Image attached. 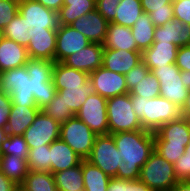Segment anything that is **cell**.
<instances>
[{"mask_svg": "<svg viewBox=\"0 0 190 191\" xmlns=\"http://www.w3.org/2000/svg\"><path fill=\"white\" fill-rule=\"evenodd\" d=\"M118 149L117 178L137 180L154 151V132L141 129L111 134Z\"/></svg>", "mask_w": 190, "mask_h": 191, "instance_id": "1", "label": "cell"}, {"mask_svg": "<svg viewBox=\"0 0 190 191\" xmlns=\"http://www.w3.org/2000/svg\"><path fill=\"white\" fill-rule=\"evenodd\" d=\"M131 102L143 129L156 132L162 125L180 119L182 109L162 96L147 98L131 95Z\"/></svg>", "mask_w": 190, "mask_h": 191, "instance_id": "2", "label": "cell"}, {"mask_svg": "<svg viewBox=\"0 0 190 191\" xmlns=\"http://www.w3.org/2000/svg\"><path fill=\"white\" fill-rule=\"evenodd\" d=\"M18 13L25 18L26 48L34 36L57 35L58 12L34 0H19Z\"/></svg>", "mask_w": 190, "mask_h": 191, "instance_id": "3", "label": "cell"}, {"mask_svg": "<svg viewBox=\"0 0 190 191\" xmlns=\"http://www.w3.org/2000/svg\"><path fill=\"white\" fill-rule=\"evenodd\" d=\"M0 90L10 95L12 105L37 107L33 95V79L29 77L25 65L1 72Z\"/></svg>", "mask_w": 190, "mask_h": 191, "instance_id": "4", "label": "cell"}, {"mask_svg": "<svg viewBox=\"0 0 190 191\" xmlns=\"http://www.w3.org/2000/svg\"><path fill=\"white\" fill-rule=\"evenodd\" d=\"M109 134L143 129L133 110L130 93L107 99Z\"/></svg>", "mask_w": 190, "mask_h": 191, "instance_id": "5", "label": "cell"}, {"mask_svg": "<svg viewBox=\"0 0 190 191\" xmlns=\"http://www.w3.org/2000/svg\"><path fill=\"white\" fill-rule=\"evenodd\" d=\"M139 179L153 191H170L178 182L174 164L153 151L141 167Z\"/></svg>", "mask_w": 190, "mask_h": 191, "instance_id": "6", "label": "cell"}, {"mask_svg": "<svg viewBox=\"0 0 190 191\" xmlns=\"http://www.w3.org/2000/svg\"><path fill=\"white\" fill-rule=\"evenodd\" d=\"M55 61L29 58L26 66L29 77L33 79L35 104L42 109L53 99L56 89L52 81Z\"/></svg>", "mask_w": 190, "mask_h": 191, "instance_id": "7", "label": "cell"}, {"mask_svg": "<svg viewBox=\"0 0 190 191\" xmlns=\"http://www.w3.org/2000/svg\"><path fill=\"white\" fill-rule=\"evenodd\" d=\"M96 134L76 115L60 125V139L86 160L92 151Z\"/></svg>", "mask_w": 190, "mask_h": 191, "instance_id": "8", "label": "cell"}, {"mask_svg": "<svg viewBox=\"0 0 190 191\" xmlns=\"http://www.w3.org/2000/svg\"><path fill=\"white\" fill-rule=\"evenodd\" d=\"M151 72L160 83V96L182 108L189 89L182 83L180 69L176 64L173 63L164 67H158L152 69Z\"/></svg>", "mask_w": 190, "mask_h": 191, "instance_id": "9", "label": "cell"}, {"mask_svg": "<svg viewBox=\"0 0 190 191\" xmlns=\"http://www.w3.org/2000/svg\"><path fill=\"white\" fill-rule=\"evenodd\" d=\"M110 178H117L118 149L111 134L97 135L90 156L86 159Z\"/></svg>", "mask_w": 190, "mask_h": 191, "instance_id": "10", "label": "cell"}, {"mask_svg": "<svg viewBox=\"0 0 190 191\" xmlns=\"http://www.w3.org/2000/svg\"><path fill=\"white\" fill-rule=\"evenodd\" d=\"M75 115L96 135L109 134L107 99L99 94L89 95Z\"/></svg>", "mask_w": 190, "mask_h": 191, "instance_id": "11", "label": "cell"}, {"mask_svg": "<svg viewBox=\"0 0 190 191\" xmlns=\"http://www.w3.org/2000/svg\"><path fill=\"white\" fill-rule=\"evenodd\" d=\"M60 123L40 110L33 123L22 135L29 148L50 145L60 137Z\"/></svg>", "mask_w": 190, "mask_h": 191, "instance_id": "12", "label": "cell"}, {"mask_svg": "<svg viewBox=\"0 0 190 191\" xmlns=\"http://www.w3.org/2000/svg\"><path fill=\"white\" fill-rule=\"evenodd\" d=\"M89 79L94 84L96 94L106 99L129 93L125 75L112 72L103 66L90 73Z\"/></svg>", "mask_w": 190, "mask_h": 191, "instance_id": "13", "label": "cell"}, {"mask_svg": "<svg viewBox=\"0 0 190 191\" xmlns=\"http://www.w3.org/2000/svg\"><path fill=\"white\" fill-rule=\"evenodd\" d=\"M89 44V40L70 25H60L57 29L54 61L62 62L65 58L79 52Z\"/></svg>", "mask_w": 190, "mask_h": 191, "instance_id": "14", "label": "cell"}, {"mask_svg": "<svg viewBox=\"0 0 190 191\" xmlns=\"http://www.w3.org/2000/svg\"><path fill=\"white\" fill-rule=\"evenodd\" d=\"M103 52L104 48L102 44L90 43L79 52L65 58L62 63L71 68L90 74L103 66Z\"/></svg>", "mask_w": 190, "mask_h": 191, "instance_id": "15", "label": "cell"}, {"mask_svg": "<svg viewBox=\"0 0 190 191\" xmlns=\"http://www.w3.org/2000/svg\"><path fill=\"white\" fill-rule=\"evenodd\" d=\"M109 22L95 9L75 20L70 26L83 34L90 43L103 44Z\"/></svg>", "mask_w": 190, "mask_h": 191, "instance_id": "16", "label": "cell"}, {"mask_svg": "<svg viewBox=\"0 0 190 191\" xmlns=\"http://www.w3.org/2000/svg\"><path fill=\"white\" fill-rule=\"evenodd\" d=\"M190 141V119L182 116L162 125L154 132V143H169V145L186 146Z\"/></svg>", "mask_w": 190, "mask_h": 191, "instance_id": "17", "label": "cell"}, {"mask_svg": "<svg viewBox=\"0 0 190 191\" xmlns=\"http://www.w3.org/2000/svg\"><path fill=\"white\" fill-rule=\"evenodd\" d=\"M142 61L141 51L104 49L103 67L112 72L126 75Z\"/></svg>", "mask_w": 190, "mask_h": 191, "instance_id": "18", "label": "cell"}, {"mask_svg": "<svg viewBox=\"0 0 190 191\" xmlns=\"http://www.w3.org/2000/svg\"><path fill=\"white\" fill-rule=\"evenodd\" d=\"M178 48L174 43H152L149 48L141 52L142 61L150 71L173 64L176 62Z\"/></svg>", "mask_w": 190, "mask_h": 191, "instance_id": "19", "label": "cell"}, {"mask_svg": "<svg viewBox=\"0 0 190 191\" xmlns=\"http://www.w3.org/2000/svg\"><path fill=\"white\" fill-rule=\"evenodd\" d=\"M168 42L178 47L190 45V25L173 19L161 26L155 27L153 43Z\"/></svg>", "mask_w": 190, "mask_h": 191, "instance_id": "20", "label": "cell"}, {"mask_svg": "<svg viewBox=\"0 0 190 191\" xmlns=\"http://www.w3.org/2000/svg\"><path fill=\"white\" fill-rule=\"evenodd\" d=\"M51 173L73 168L83 160L72 148L60 138L49 145Z\"/></svg>", "mask_w": 190, "mask_h": 191, "instance_id": "21", "label": "cell"}, {"mask_svg": "<svg viewBox=\"0 0 190 191\" xmlns=\"http://www.w3.org/2000/svg\"><path fill=\"white\" fill-rule=\"evenodd\" d=\"M27 48L3 37L0 40V73L27 64Z\"/></svg>", "mask_w": 190, "mask_h": 191, "instance_id": "22", "label": "cell"}, {"mask_svg": "<svg viewBox=\"0 0 190 191\" xmlns=\"http://www.w3.org/2000/svg\"><path fill=\"white\" fill-rule=\"evenodd\" d=\"M41 109L23 105H10L6 130L8 135H23Z\"/></svg>", "mask_w": 190, "mask_h": 191, "instance_id": "23", "label": "cell"}, {"mask_svg": "<svg viewBox=\"0 0 190 191\" xmlns=\"http://www.w3.org/2000/svg\"><path fill=\"white\" fill-rule=\"evenodd\" d=\"M102 45L104 49L140 51L131 29L112 22L108 24L107 34Z\"/></svg>", "mask_w": 190, "mask_h": 191, "instance_id": "24", "label": "cell"}, {"mask_svg": "<svg viewBox=\"0 0 190 191\" xmlns=\"http://www.w3.org/2000/svg\"><path fill=\"white\" fill-rule=\"evenodd\" d=\"M89 80V73L66 66L62 62H55L52 81L56 91L64 88L82 87Z\"/></svg>", "mask_w": 190, "mask_h": 191, "instance_id": "25", "label": "cell"}, {"mask_svg": "<svg viewBox=\"0 0 190 191\" xmlns=\"http://www.w3.org/2000/svg\"><path fill=\"white\" fill-rule=\"evenodd\" d=\"M96 9V0H64L58 11L60 25H71L75 20Z\"/></svg>", "mask_w": 190, "mask_h": 191, "instance_id": "26", "label": "cell"}, {"mask_svg": "<svg viewBox=\"0 0 190 191\" xmlns=\"http://www.w3.org/2000/svg\"><path fill=\"white\" fill-rule=\"evenodd\" d=\"M29 171L27 159L18 158L15 155H0V172L17 186L24 183Z\"/></svg>", "mask_w": 190, "mask_h": 191, "instance_id": "27", "label": "cell"}, {"mask_svg": "<svg viewBox=\"0 0 190 191\" xmlns=\"http://www.w3.org/2000/svg\"><path fill=\"white\" fill-rule=\"evenodd\" d=\"M57 35H39L31 38L27 52L29 58L54 61Z\"/></svg>", "mask_w": 190, "mask_h": 191, "instance_id": "28", "label": "cell"}, {"mask_svg": "<svg viewBox=\"0 0 190 191\" xmlns=\"http://www.w3.org/2000/svg\"><path fill=\"white\" fill-rule=\"evenodd\" d=\"M155 27L149 14L144 12L130 28L137 48L141 52L149 48L154 42Z\"/></svg>", "mask_w": 190, "mask_h": 191, "instance_id": "29", "label": "cell"}, {"mask_svg": "<svg viewBox=\"0 0 190 191\" xmlns=\"http://www.w3.org/2000/svg\"><path fill=\"white\" fill-rule=\"evenodd\" d=\"M62 95L66 107L76 114L89 95L96 93L94 84L89 79L82 87L64 88L57 91Z\"/></svg>", "mask_w": 190, "mask_h": 191, "instance_id": "30", "label": "cell"}, {"mask_svg": "<svg viewBox=\"0 0 190 191\" xmlns=\"http://www.w3.org/2000/svg\"><path fill=\"white\" fill-rule=\"evenodd\" d=\"M84 191H107L110 177L87 160L81 161Z\"/></svg>", "mask_w": 190, "mask_h": 191, "instance_id": "31", "label": "cell"}, {"mask_svg": "<svg viewBox=\"0 0 190 191\" xmlns=\"http://www.w3.org/2000/svg\"><path fill=\"white\" fill-rule=\"evenodd\" d=\"M58 191H84L81 163L73 168L54 173Z\"/></svg>", "mask_w": 190, "mask_h": 191, "instance_id": "32", "label": "cell"}, {"mask_svg": "<svg viewBox=\"0 0 190 191\" xmlns=\"http://www.w3.org/2000/svg\"><path fill=\"white\" fill-rule=\"evenodd\" d=\"M115 13L112 23L131 28L144 11L141 0H122Z\"/></svg>", "mask_w": 190, "mask_h": 191, "instance_id": "33", "label": "cell"}, {"mask_svg": "<svg viewBox=\"0 0 190 191\" xmlns=\"http://www.w3.org/2000/svg\"><path fill=\"white\" fill-rule=\"evenodd\" d=\"M21 186L27 191H58L51 172L30 170Z\"/></svg>", "mask_w": 190, "mask_h": 191, "instance_id": "34", "label": "cell"}, {"mask_svg": "<svg viewBox=\"0 0 190 191\" xmlns=\"http://www.w3.org/2000/svg\"><path fill=\"white\" fill-rule=\"evenodd\" d=\"M27 163L29 170L51 172L49 145L29 148Z\"/></svg>", "mask_w": 190, "mask_h": 191, "instance_id": "35", "label": "cell"}, {"mask_svg": "<svg viewBox=\"0 0 190 191\" xmlns=\"http://www.w3.org/2000/svg\"><path fill=\"white\" fill-rule=\"evenodd\" d=\"M41 110L60 124L75 116L72 110H70L69 107H66L62 100V95L57 91L50 103Z\"/></svg>", "mask_w": 190, "mask_h": 191, "instance_id": "36", "label": "cell"}, {"mask_svg": "<svg viewBox=\"0 0 190 191\" xmlns=\"http://www.w3.org/2000/svg\"><path fill=\"white\" fill-rule=\"evenodd\" d=\"M29 147L22 135H8L0 148V155H15L27 159Z\"/></svg>", "mask_w": 190, "mask_h": 191, "instance_id": "37", "label": "cell"}, {"mask_svg": "<svg viewBox=\"0 0 190 191\" xmlns=\"http://www.w3.org/2000/svg\"><path fill=\"white\" fill-rule=\"evenodd\" d=\"M129 93L130 95H139L150 99L158 97L160 96V83L150 71L146 77L136 83V86Z\"/></svg>", "mask_w": 190, "mask_h": 191, "instance_id": "38", "label": "cell"}, {"mask_svg": "<svg viewBox=\"0 0 190 191\" xmlns=\"http://www.w3.org/2000/svg\"><path fill=\"white\" fill-rule=\"evenodd\" d=\"M3 35L5 38L26 47L25 18L17 13L13 20L3 28Z\"/></svg>", "mask_w": 190, "mask_h": 191, "instance_id": "39", "label": "cell"}, {"mask_svg": "<svg viewBox=\"0 0 190 191\" xmlns=\"http://www.w3.org/2000/svg\"><path fill=\"white\" fill-rule=\"evenodd\" d=\"M185 150L186 146L169 145V143H154V151L172 164L185 153Z\"/></svg>", "mask_w": 190, "mask_h": 191, "instance_id": "40", "label": "cell"}, {"mask_svg": "<svg viewBox=\"0 0 190 191\" xmlns=\"http://www.w3.org/2000/svg\"><path fill=\"white\" fill-rule=\"evenodd\" d=\"M19 0H0V28L7 26L17 15Z\"/></svg>", "mask_w": 190, "mask_h": 191, "instance_id": "41", "label": "cell"}, {"mask_svg": "<svg viewBox=\"0 0 190 191\" xmlns=\"http://www.w3.org/2000/svg\"><path fill=\"white\" fill-rule=\"evenodd\" d=\"M150 70L146 67L145 63L141 61L134 68H132L126 75V85L128 92H130L143 77H146Z\"/></svg>", "mask_w": 190, "mask_h": 191, "instance_id": "42", "label": "cell"}, {"mask_svg": "<svg viewBox=\"0 0 190 191\" xmlns=\"http://www.w3.org/2000/svg\"><path fill=\"white\" fill-rule=\"evenodd\" d=\"M174 172L178 181H190V155L184 153L174 163Z\"/></svg>", "mask_w": 190, "mask_h": 191, "instance_id": "43", "label": "cell"}, {"mask_svg": "<svg viewBox=\"0 0 190 191\" xmlns=\"http://www.w3.org/2000/svg\"><path fill=\"white\" fill-rule=\"evenodd\" d=\"M122 0H96V10L108 21L115 18V10Z\"/></svg>", "mask_w": 190, "mask_h": 191, "instance_id": "44", "label": "cell"}, {"mask_svg": "<svg viewBox=\"0 0 190 191\" xmlns=\"http://www.w3.org/2000/svg\"><path fill=\"white\" fill-rule=\"evenodd\" d=\"M174 18L190 25V0H173Z\"/></svg>", "mask_w": 190, "mask_h": 191, "instance_id": "45", "label": "cell"}, {"mask_svg": "<svg viewBox=\"0 0 190 191\" xmlns=\"http://www.w3.org/2000/svg\"><path fill=\"white\" fill-rule=\"evenodd\" d=\"M173 0H141L143 11L147 14L160 9H173Z\"/></svg>", "mask_w": 190, "mask_h": 191, "instance_id": "46", "label": "cell"}, {"mask_svg": "<svg viewBox=\"0 0 190 191\" xmlns=\"http://www.w3.org/2000/svg\"><path fill=\"white\" fill-rule=\"evenodd\" d=\"M149 16L155 26H161L174 19V11L173 9H160L149 13Z\"/></svg>", "mask_w": 190, "mask_h": 191, "instance_id": "47", "label": "cell"}, {"mask_svg": "<svg viewBox=\"0 0 190 191\" xmlns=\"http://www.w3.org/2000/svg\"><path fill=\"white\" fill-rule=\"evenodd\" d=\"M175 64L180 71H190V45L178 48Z\"/></svg>", "mask_w": 190, "mask_h": 191, "instance_id": "48", "label": "cell"}, {"mask_svg": "<svg viewBox=\"0 0 190 191\" xmlns=\"http://www.w3.org/2000/svg\"><path fill=\"white\" fill-rule=\"evenodd\" d=\"M125 191H153L140 179L128 180L125 179Z\"/></svg>", "mask_w": 190, "mask_h": 191, "instance_id": "49", "label": "cell"}, {"mask_svg": "<svg viewBox=\"0 0 190 191\" xmlns=\"http://www.w3.org/2000/svg\"><path fill=\"white\" fill-rule=\"evenodd\" d=\"M107 191H125V179L110 178Z\"/></svg>", "mask_w": 190, "mask_h": 191, "instance_id": "50", "label": "cell"}, {"mask_svg": "<svg viewBox=\"0 0 190 191\" xmlns=\"http://www.w3.org/2000/svg\"><path fill=\"white\" fill-rule=\"evenodd\" d=\"M41 3L44 7L58 12L64 5V0H34Z\"/></svg>", "mask_w": 190, "mask_h": 191, "instance_id": "51", "label": "cell"}, {"mask_svg": "<svg viewBox=\"0 0 190 191\" xmlns=\"http://www.w3.org/2000/svg\"><path fill=\"white\" fill-rule=\"evenodd\" d=\"M17 185L0 172V191H15Z\"/></svg>", "mask_w": 190, "mask_h": 191, "instance_id": "52", "label": "cell"}, {"mask_svg": "<svg viewBox=\"0 0 190 191\" xmlns=\"http://www.w3.org/2000/svg\"><path fill=\"white\" fill-rule=\"evenodd\" d=\"M9 108L0 107V128H6Z\"/></svg>", "mask_w": 190, "mask_h": 191, "instance_id": "53", "label": "cell"}, {"mask_svg": "<svg viewBox=\"0 0 190 191\" xmlns=\"http://www.w3.org/2000/svg\"><path fill=\"white\" fill-rule=\"evenodd\" d=\"M170 191H190V181H178Z\"/></svg>", "mask_w": 190, "mask_h": 191, "instance_id": "54", "label": "cell"}, {"mask_svg": "<svg viewBox=\"0 0 190 191\" xmlns=\"http://www.w3.org/2000/svg\"><path fill=\"white\" fill-rule=\"evenodd\" d=\"M11 105V97L8 94H5L0 90V107L10 108Z\"/></svg>", "mask_w": 190, "mask_h": 191, "instance_id": "55", "label": "cell"}, {"mask_svg": "<svg viewBox=\"0 0 190 191\" xmlns=\"http://www.w3.org/2000/svg\"><path fill=\"white\" fill-rule=\"evenodd\" d=\"M181 109H182L183 116L190 119V89H189L187 98L185 100V103Z\"/></svg>", "mask_w": 190, "mask_h": 191, "instance_id": "56", "label": "cell"}, {"mask_svg": "<svg viewBox=\"0 0 190 191\" xmlns=\"http://www.w3.org/2000/svg\"><path fill=\"white\" fill-rule=\"evenodd\" d=\"M180 77L184 86L190 89V71H180Z\"/></svg>", "mask_w": 190, "mask_h": 191, "instance_id": "57", "label": "cell"}, {"mask_svg": "<svg viewBox=\"0 0 190 191\" xmlns=\"http://www.w3.org/2000/svg\"><path fill=\"white\" fill-rule=\"evenodd\" d=\"M8 133L6 128H0V148L3 143V141L7 138Z\"/></svg>", "mask_w": 190, "mask_h": 191, "instance_id": "58", "label": "cell"}, {"mask_svg": "<svg viewBox=\"0 0 190 191\" xmlns=\"http://www.w3.org/2000/svg\"><path fill=\"white\" fill-rule=\"evenodd\" d=\"M185 153H188V155H190V141H189V143L186 145Z\"/></svg>", "mask_w": 190, "mask_h": 191, "instance_id": "59", "label": "cell"}, {"mask_svg": "<svg viewBox=\"0 0 190 191\" xmlns=\"http://www.w3.org/2000/svg\"><path fill=\"white\" fill-rule=\"evenodd\" d=\"M15 191H27L25 190L21 185L20 186H17Z\"/></svg>", "mask_w": 190, "mask_h": 191, "instance_id": "60", "label": "cell"}, {"mask_svg": "<svg viewBox=\"0 0 190 191\" xmlns=\"http://www.w3.org/2000/svg\"><path fill=\"white\" fill-rule=\"evenodd\" d=\"M4 37L3 35V29L0 28V40Z\"/></svg>", "mask_w": 190, "mask_h": 191, "instance_id": "61", "label": "cell"}]
</instances>
